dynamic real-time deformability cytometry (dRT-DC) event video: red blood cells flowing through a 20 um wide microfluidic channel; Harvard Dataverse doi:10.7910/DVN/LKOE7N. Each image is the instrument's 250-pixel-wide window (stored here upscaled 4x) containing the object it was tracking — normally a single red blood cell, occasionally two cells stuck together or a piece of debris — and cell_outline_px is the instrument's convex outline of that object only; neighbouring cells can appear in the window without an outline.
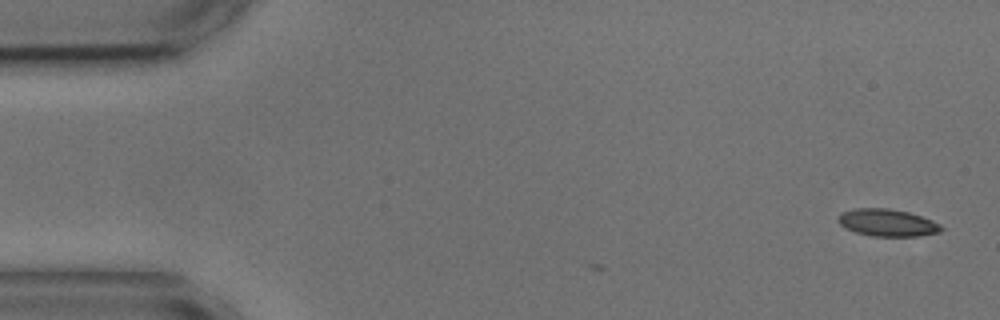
{"species": "common noctule bat (a hibernating species)", "species_latin": "Nyctalus noctula", "temperature_condition": "cold", "stored_images_in_passage": 4, "camera_frame_rate_fps": 3000, "um_per_image_px": 0.085, "animal": {"sex": "male", "body_mass_g": 17.9, "forearm_length_mm": 54.2}, "frame": {"image": 1, "passage_image": 4, "time_ms": 1.0, "image_size_px": [1000, 320], "cell_outline_px": [[944, 228], [940, 232], [920, 236], [872, 236], [856, 232], [840, 224], [836, 220], [836, 216], [844, 212], [856, 208], [888, 208], [908, 212], [932, 220], [940, 224]], "centroid_in_image_um": [75.44, 18.93], "position_along_channel_um": 9.6, "area_um2": 16.3}}